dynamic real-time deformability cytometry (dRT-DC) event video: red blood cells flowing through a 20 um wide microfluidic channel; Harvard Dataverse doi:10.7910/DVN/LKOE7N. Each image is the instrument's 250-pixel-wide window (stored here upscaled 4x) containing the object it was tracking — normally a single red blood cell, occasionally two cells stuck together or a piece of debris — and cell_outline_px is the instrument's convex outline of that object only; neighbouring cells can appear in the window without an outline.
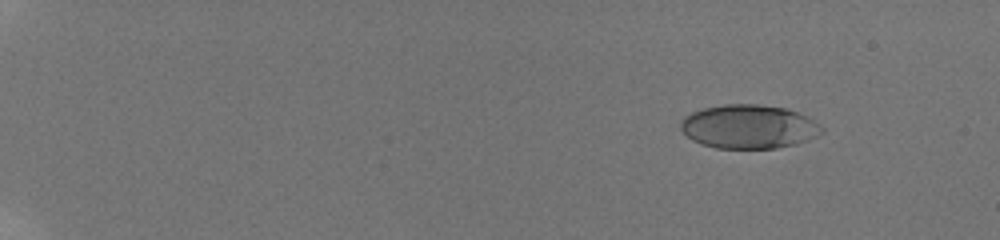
{"species": "human", "species_latin": "Homo sapiens", "temperature_condition": "room temperature", "stored_images_in_passage": 104, "camera_frame_rate_fps": 3000, "um_per_image_px": 0.085, "donor": {"sex": "male"}, "frame": {"image": 1, "passage_image": 7, "time_ms": 1.0, "image_size_px": [1000, 240], "cell_outline_px": [[824, 132], [796, 144], [776, 148], [716, 148], [700, 144], [692, 140], [680, 128], [680, 120], [684, 116], [692, 112], [704, 108], [724, 104], [760, 104], [788, 108], [808, 116], [820, 124], [824, 128]], "centroid_in_image_um": [63.65, 10.75], "position_along_channel_um": 21.3, "area_um2": 36.3}}
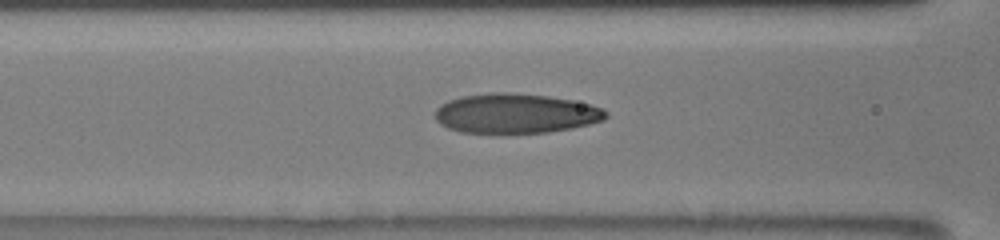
{"frame": {"image": 2, "passage_image": 48, "time_ms": 8.0, "image_size_px": [1000, 240], "cell_outline_px": [[608, 116], [604, 120], [572, 128], [548, 132], [460, 132], [448, 128], [440, 124], [436, 120], [436, 108], [440, 104], [448, 100], [460, 96], [492, 92], [512, 92], [548, 96], [572, 100], [588, 104], [600, 108], [608, 112]], "centroid_in_image_um": [43.8, 9.63], "position_along_channel_um": 122.8, "area_um2": 39.36}}
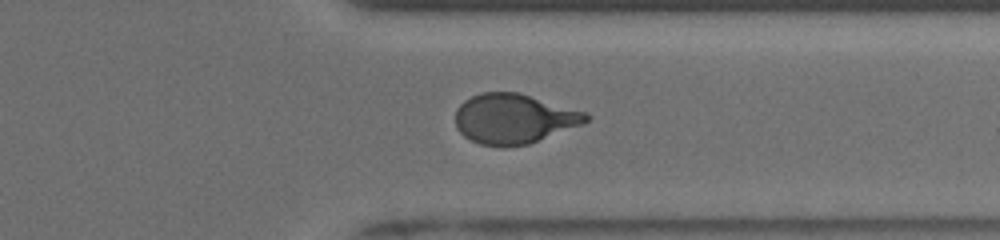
{"frame": {"image": 3, "passage_image": 85, "time_ms": 14.333, "image_size_px": [1000, 240], "cell_outline_px": [[592, 116], [584, 124], [528, 144], [504, 148], [480, 144], [464, 136], [456, 128], [456, 108], [464, 100], [480, 92], [516, 92], [584, 112]], "centroid_in_image_um": [43.65, 10.11], "position_along_channel_um": 367.7, "area_um2": 37.86}, "authors_computed_cell_mechanics": {"area_um2": 37.5989, "velocity_mm_per_s": 3.8704, "shape_relaxation_time_tau1_ms": 4.6855, "shape_relaxation_time_tau2_ms": 0.7995, "deformation_change_tau1": 0.221, "deformation_change_tau2": 0.0715}}